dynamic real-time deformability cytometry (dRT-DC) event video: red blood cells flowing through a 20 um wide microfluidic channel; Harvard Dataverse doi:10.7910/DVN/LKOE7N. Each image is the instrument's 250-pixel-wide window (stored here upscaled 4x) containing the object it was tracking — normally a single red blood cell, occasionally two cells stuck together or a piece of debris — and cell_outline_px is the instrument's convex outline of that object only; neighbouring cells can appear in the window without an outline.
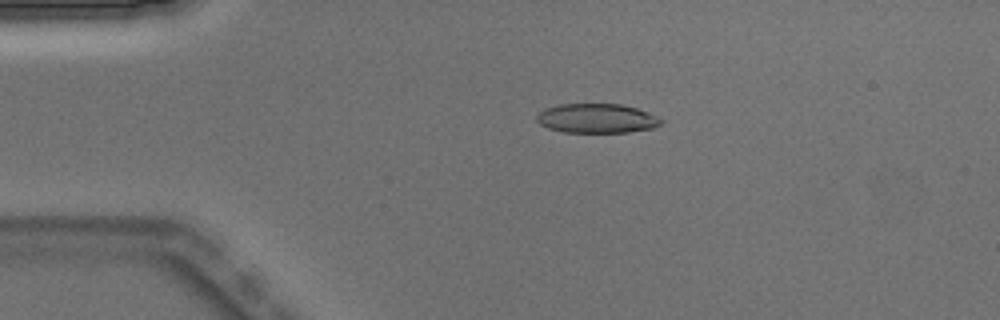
{"species": "Egyptian fruit bat (a non-hibernating species)", "species_latin": "Rousettus aegyptiacus", "temperature_condition": "warm", "stored_images_in_passage": 4, "camera_frame_rate_fps": 3000, "um_per_image_px": 0.085, "animal": {"sex": "male"}, "frame": {"image": 1, "passage_image": 3, "time_ms": 0.667, "image_size_px": [1000, 320], "cell_outline_px": [[664, 120], [660, 124], [652, 128], [628, 132], [564, 132], [548, 128], [540, 124], [536, 120], [536, 116], [544, 108], [556, 104], [620, 104], [636, 108], [648, 112]], "centroid_in_image_um": [50.7, 10.05], "position_along_channel_um": 34.3, "area_um2": 21.27}}
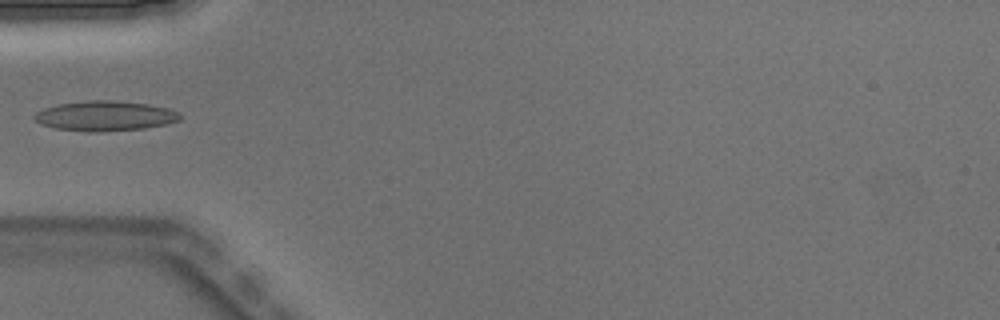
{"frame": {"image": 2, "passage_image": 4, "time_ms": 1.0, "image_size_px": [1000, 320], "cell_outline_px": [[180, 120], [164, 124], [144, 128], [100, 132], [88, 132], [56, 128], [40, 124], [32, 116], [36, 112], [44, 108], [60, 104], [88, 100], [116, 100], [148, 104], [168, 108], [180, 112]], "centroid_in_image_um": [8.92, 9.85], "position_along_channel_um": 76.1, "area_um2": 25.43}}